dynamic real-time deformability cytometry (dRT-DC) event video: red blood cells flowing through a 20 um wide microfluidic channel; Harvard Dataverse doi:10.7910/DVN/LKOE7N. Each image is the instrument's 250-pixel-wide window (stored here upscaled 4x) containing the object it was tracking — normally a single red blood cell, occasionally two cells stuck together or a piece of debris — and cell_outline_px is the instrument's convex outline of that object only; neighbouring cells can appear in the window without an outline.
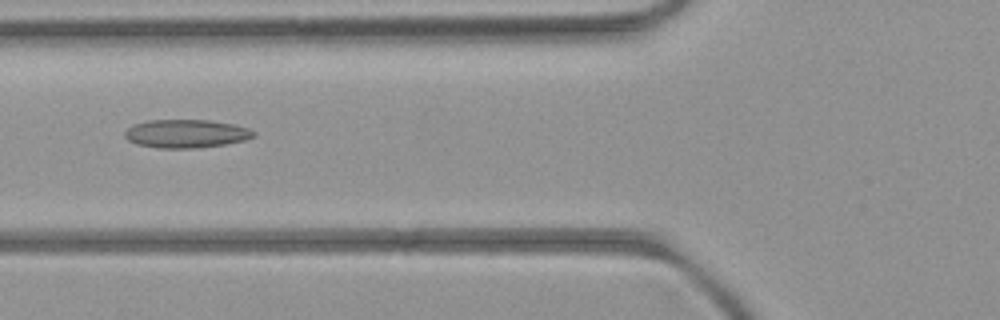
{"species": "common noctule bat (a hibernating species)", "species_latin": "Nyctalus noctula", "temperature_condition": "room temperature", "stored_images_in_passage": 5, "camera_frame_rate_fps": 3000, "um_per_image_px": 0.085, "animal": {"sex": "female", "body_mass_g": 21.9}, "frame": {"image": 1, "passage_image": 4, "time_ms": 3.333, "image_size_px": [1000, 320], "cell_outline_px": [[256, 136], [244, 140], [224, 144], [196, 148], [160, 148], [136, 144], [128, 140], [124, 136], [124, 132], [132, 124], [148, 120], [208, 120], [236, 124], [248, 128], [256, 132]], "centroid_in_image_um": [15.82, 11.35], "position_along_channel_um": 110.0, "area_um2": 21.39}}
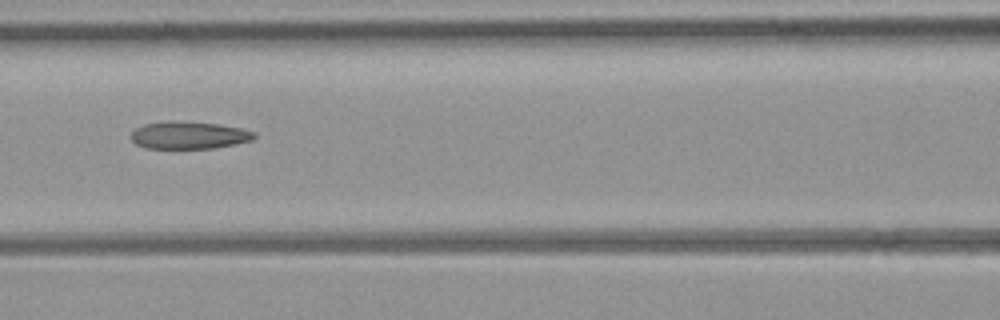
{"frame": {"image": 2, "passage_image": 5, "time_ms": 4.333, "image_size_px": [1000, 320], "cell_outline_px": [[256, 136], [252, 140], [212, 148], [148, 148], [136, 144], [132, 140], [132, 132], [136, 128], [144, 124], [168, 120], [180, 120], [220, 124], [240, 128], [256, 132]], "centroid_in_image_um": [16.05, 11.47], "position_along_channel_um": 150.5, "area_um2": 19.71}}